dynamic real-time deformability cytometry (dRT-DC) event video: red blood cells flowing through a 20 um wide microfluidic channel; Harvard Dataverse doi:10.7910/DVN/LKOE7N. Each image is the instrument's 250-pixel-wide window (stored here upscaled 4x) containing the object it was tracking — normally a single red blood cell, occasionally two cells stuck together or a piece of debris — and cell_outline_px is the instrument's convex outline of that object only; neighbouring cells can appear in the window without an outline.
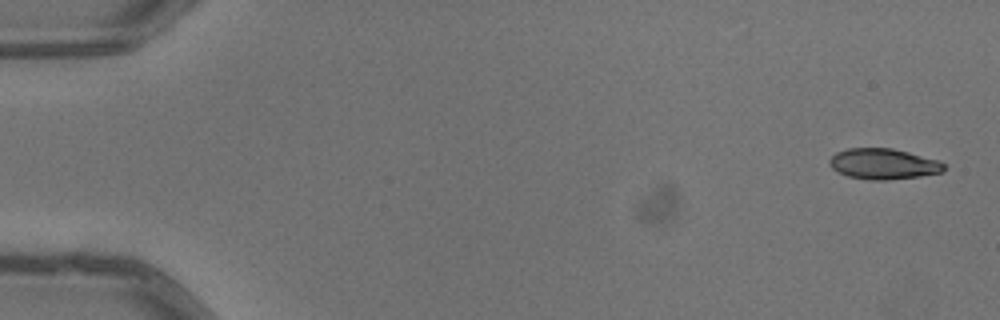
{"species": "common noctule bat (a hibernating species)", "species_latin": "Nyctalus noctula", "temperature_condition": "warm", "stored_images_in_passage": 4, "camera_frame_rate_fps": 3000, "um_per_image_px": 0.085, "animal": {"sex": "male", "body_mass_g": 13.3}, "frame": {"image": 1, "passage_image": 1, "time_ms": 0.0, "image_size_px": [1000, 320], "cell_outline_px": [[944, 172], [920, 176], [884, 180], [872, 180], [848, 176], [832, 168], [828, 164], [828, 160], [836, 152], [848, 148], [892, 148], [940, 160], [944, 164]], "centroid_in_image_um": [75.09, 13.92], "position_along_channel_um": 9.9, "area_um2": 20.46}}
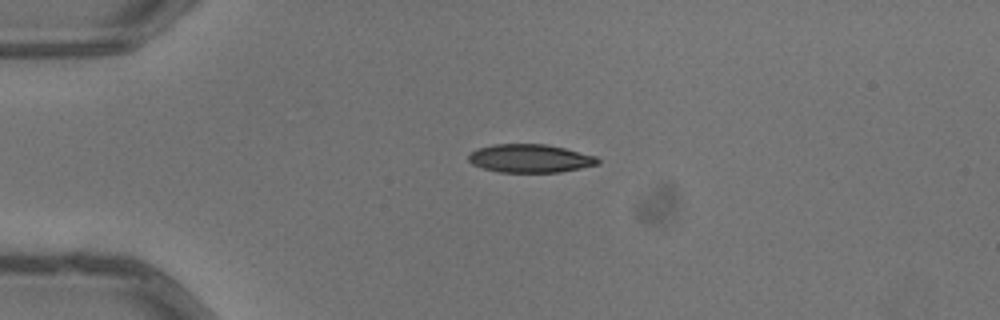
{"frame": {"image": 2, "passage_image": 4, "time_ms": 1.0, "image_size_px": [1000, 320], "cell_outline_px": [[600, 164], [560, 172], [500, 172], [484, 168], [472, 164], [468, 160], [468, 156], [476, 148], [492, 144], [544, 144], [564, 148], [596, 156], [600, 160]], "centroid_in_image_um": [45.05, 13.46], "position_along_channel_um": 39.9, "area_um2": 21.27}}